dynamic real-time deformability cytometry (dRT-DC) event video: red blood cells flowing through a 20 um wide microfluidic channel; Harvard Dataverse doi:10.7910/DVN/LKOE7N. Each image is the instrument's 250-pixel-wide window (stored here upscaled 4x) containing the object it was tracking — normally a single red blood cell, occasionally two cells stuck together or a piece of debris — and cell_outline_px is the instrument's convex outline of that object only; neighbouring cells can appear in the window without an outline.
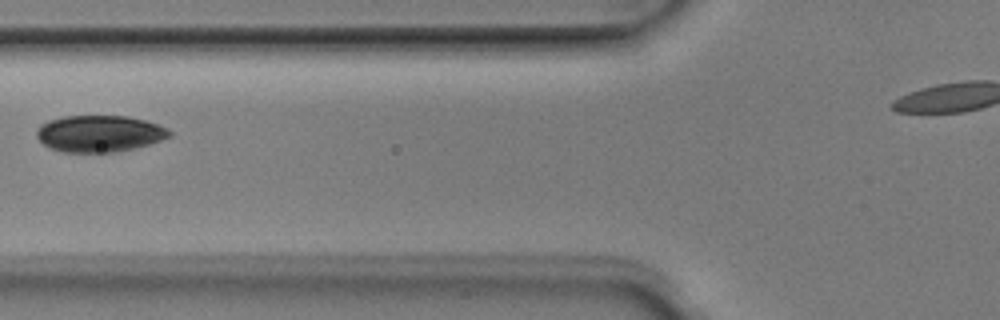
{"species": "Egyptian fruit bat (a non-hibernating species)", "species_latin": "Rousettus aegyptiacus", "temperature_condition": "room temperature", "stored_images_in_passage": 3, "camera_frame_rate_fps": 3000, "um_per_image_px": 0.085, "animal": {"sex": "male"}, "frame": {"image": 1, "passage_image": 2, "time_ms": 0.333, "image_size_px": [1000, 320], "cell_outline_px": [[172, 136], [136, 148], [116, 152], [64, 152], [48, 148], [36, 136], [36, 128], [40, 124], [48, 120], [64, 116], [128, 116], [144, 120], [168, 128], [172, 132]], "centroid_in_image_um": [8.43, 11.36], "position_along_channel_um": 117.4, "area_um2": 28.5}}
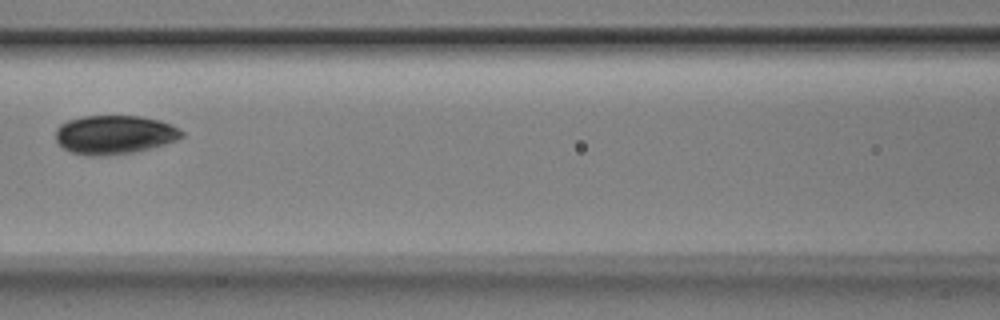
{"frame": {"image": 2, "passage_image": 3, "time_ms": 0.667, "image_size_px": [1000, 320], "cell_outline_px": [[184, 136], [176, 140], [164, 144], [132, 152], [100, 156], [88, 156], [72, 152], [64, 148], [56, 140], [56, 128], [60, 124], [68, 120], [84, 116], [140, 116], [160, 120], [172, 124], [184, 132]], "centroid_in_image_um": [9.73, 11.44], "position_along_channel_um": 156.9, "area_um2": 28.44}}